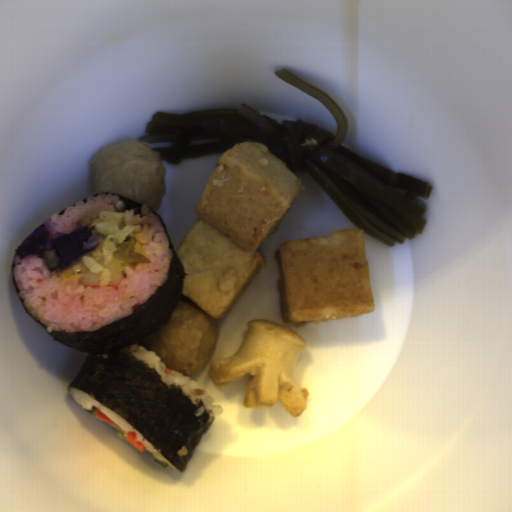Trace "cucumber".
I'll list each match as a JSON object with an SVG mask.
<instances>
[{
  "instance_id": "obj_1",
  "label": "cucumber",
  "mask_w": 512,
  "mask_h": 512,
  "mask_svg": "<svg viewBox=\"0 0 512 512\" xmlns=\"http://www.w3.org/2000/svg\"><path fill=\"white\" fill-rule=\"evenodd\" d=\"M46 268L51 271H56L60 267L58 266L59 258L56 255L54 249H50L49 251L45 252L44 257L42 258Z\"/></svg>"
},
{
  "instance_id": "obj_2",
  "label": "cucumber",
  "mask_w": 512,
  "mask_h": 512,
  "mask_svg": "<svg viewBox=\"0 0 512 512\" xmlns=\"http://www.w3.org/2000/svg\"><path fill=\"white\" fill-rule=\"evenodd\" d=\"M154 462H156L157 464L161 465L164 468H167L169 466L168 462L160 459L159 457L154 458Z\"/></svg>"
},
{
  "instance_id": "obj_3",
  "label": "cucumber",
  "mask_w": 512,
  "mask_h": 512,
  "mask_svg": "<svg viewBox=\"0 0 512 512\" xmlns=\"http://www.w3.org/2000/svg\"><path fill=\"white\" fill-rule=\"evenodd\" d=\"M96 410H97L96 406H92L91 409H85V412H87L90 415H95Z\"/></svg>"
}]
</instances>
